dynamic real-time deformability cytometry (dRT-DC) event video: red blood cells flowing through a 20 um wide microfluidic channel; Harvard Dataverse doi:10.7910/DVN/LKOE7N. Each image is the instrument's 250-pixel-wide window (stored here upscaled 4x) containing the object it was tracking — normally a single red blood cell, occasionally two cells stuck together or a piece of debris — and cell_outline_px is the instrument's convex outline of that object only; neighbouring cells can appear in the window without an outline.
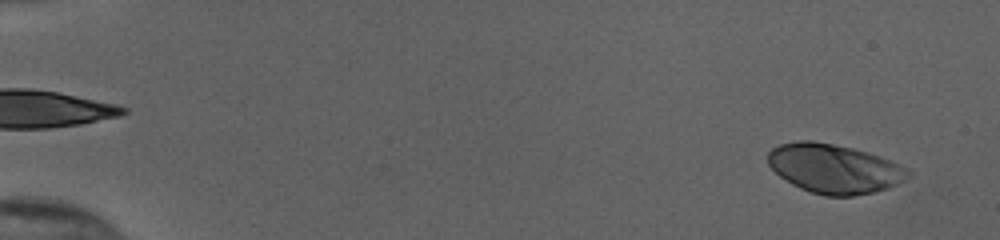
{"species": "human", "species_latin": "Homo sapiens", "temperature_condition": "cold", "stored_images_in_passage": 54, "camera_frame_rate_fps": 3000, "um_per_image_px": 0.085, "donor": {"sex": "female"}, "frame": {"image": 1, "passage_image": 3, "time_ms": 0.667, "image_size_px": [1000, 240], "cell_outline_px": [[912, 172], [904, 180], [888, 188], [872, 192], [852, 196], [824, 196], [800, 188], [792, 184], [780, 176], [768, 164], [768, 152], [772, 148], [780, 144], [800, 140], [812, 140], [852, 148], [888, 160], [908, 168]], "centroid_in_image_um": [70.88, 14.34], "position_along_channel_um": 14.1, "area_um2": 39.77}}
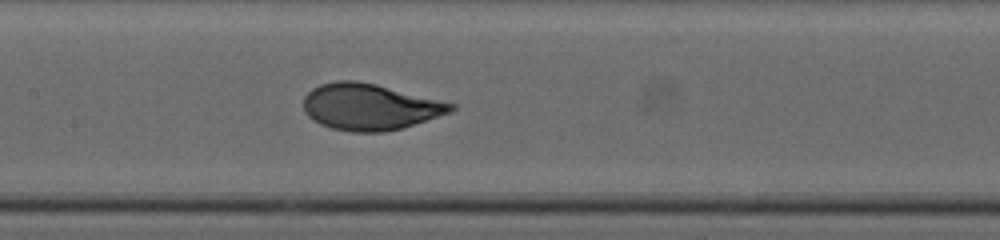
{"frame": {"image": 2, "passage_image": 28, "time_ms": 9.0, "image_size_px": [1000, 240], "cell_outline_px": [[456, 108], [448, 112], [404, 128], [384, 132], [352, 132], [332, 128], [320, 124], [312, 120], [304, 112], [304, 96], [312, 88], [320, 84], [336, 80], [356, 80], [376, 84], [456, 104]], "centroid_in_image_um": [31.39, 9.08], "position_along_channel_um": 176.0, "area_um2": 39.77}}
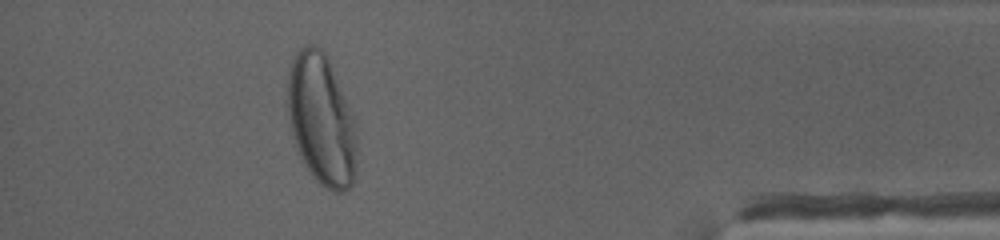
{"frame": {"image": 3, "passage_image": 49, "time_ms": 16.0, "image_size_px": [1000, 240], "cell_outline_px": [[356, 172], [352, 184], [344, 192], [336, 192], [324, 188], [308, 172], [304, 164], [296, 144], [284, 100], [288, 68], [296, 52], [300, 48], [308, 44], [316, 44], [328, 56], [356, 120]], "centroid_in_image_um": [27.31, 10.13], "position_along_channel_um": 407.9, "area_um2": 54.04}, "authors_computed_cell_mechanics": {"area_um2": 39.7086, "velocity_mm_per_s": 3.8471, "shape_relaxation_time_tau1_ms": 3.3427, "shape_relaxation_time_tau2_ms": null, "deformation_change_tau1": 0.1871, "deformation_change_tau2": null}}